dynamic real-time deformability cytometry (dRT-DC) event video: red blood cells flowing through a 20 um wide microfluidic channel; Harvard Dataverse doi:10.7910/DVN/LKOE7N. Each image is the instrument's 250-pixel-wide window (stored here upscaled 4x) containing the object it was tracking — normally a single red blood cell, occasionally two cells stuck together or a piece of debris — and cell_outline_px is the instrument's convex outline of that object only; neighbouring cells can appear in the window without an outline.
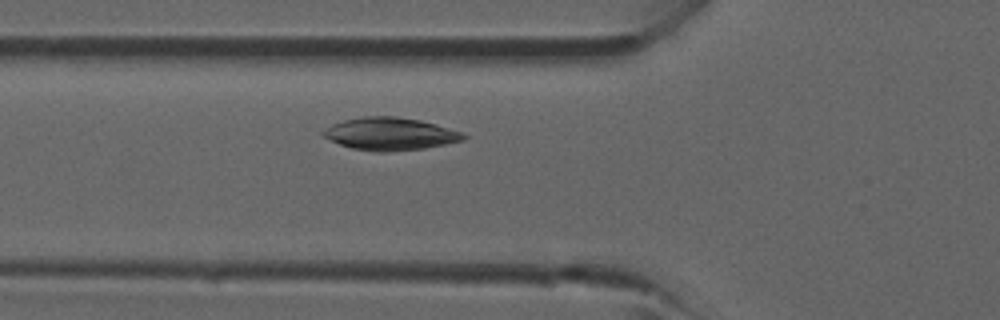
{"species": "common noctule bat (a hibernating species)", "species_latin": "Nyctalus noctula", "temperature_condition": "room temperature", "stored_images_in_passage": 28, "camera_frame_rate_fps": 3000, "um_per_image_px": 0.085, "animal": {"sex": "male", "forearm_length_mm": 52.5}, "frame": {"image": 1, "passage_image": 3, "time_ms": 0.667, "image_size_px": [1000, 320], "cell_outline_px": [[468, 136], [464, 140], [424, 148], [388, 152], [376, 152], [352, 148], [340, 144], [324, 136], [320, 132], [332, 124], [344, 120], [364, 116], [396, 116], [420, 120], [436, 124], [464, 132]], "centroid_in_image_um": [33.19, 11.37], "position_along_channel_um": 92.6, "area_um2": 26.65}}
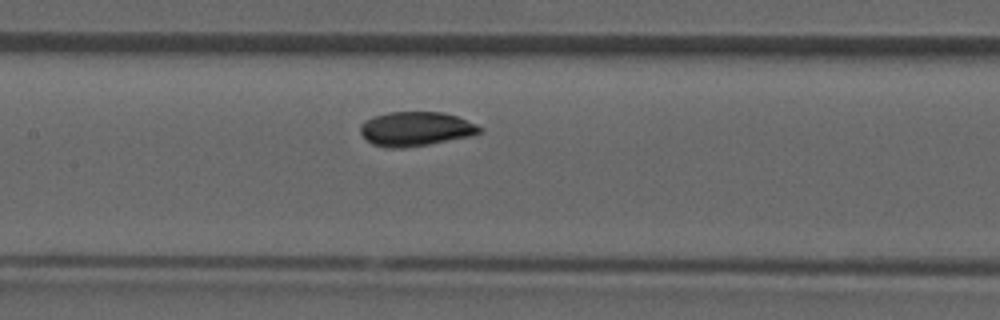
{"frame": {"image": 2, "passage_image": 8, "time_ms": 2.333, "image_size_px": [1000, 320], "cell_outline_px": [[484, 132], [472, 136], [428, 144], [404, 148], [384, 148], [372, 144], [360, 132], [360, 124], [364, 120], [372, 116], [388, 112], [444, 112], [456, 116], [476, 124], [484, 128]], "centroid_in_image_um": [35.34, 10.95], "position_along_channel_um": 172.1, "area_um2": 24.1}}
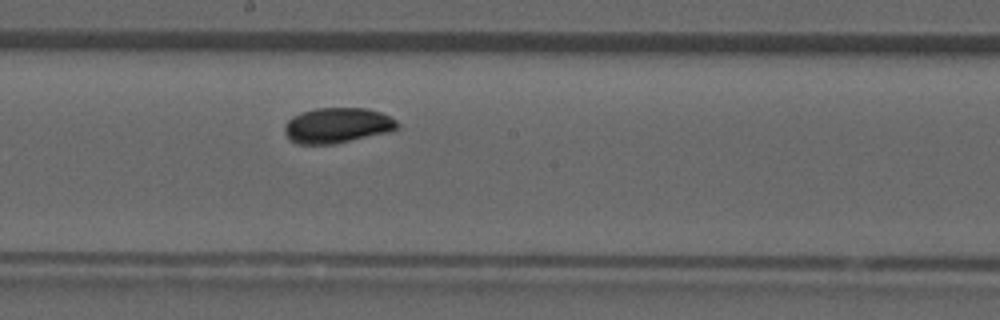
{"frame": {"image": 3, "passage_image": 11, "time_ms": 3.333, "image_size_px": [1000, 320], "cell_outline_px": [[400, 128], [388, 132], [332, 144], [296, 144], [288, 140], [284, 132], [284, 124], [292, 116], [300, 112], [316, 108], [368, 108], [380, 112], [396, 120], [400, 124]], "centroid_in_image_um": [28.63, 10.65], "position_along_channel_um": 219.6, "area_um2": 23.41}}